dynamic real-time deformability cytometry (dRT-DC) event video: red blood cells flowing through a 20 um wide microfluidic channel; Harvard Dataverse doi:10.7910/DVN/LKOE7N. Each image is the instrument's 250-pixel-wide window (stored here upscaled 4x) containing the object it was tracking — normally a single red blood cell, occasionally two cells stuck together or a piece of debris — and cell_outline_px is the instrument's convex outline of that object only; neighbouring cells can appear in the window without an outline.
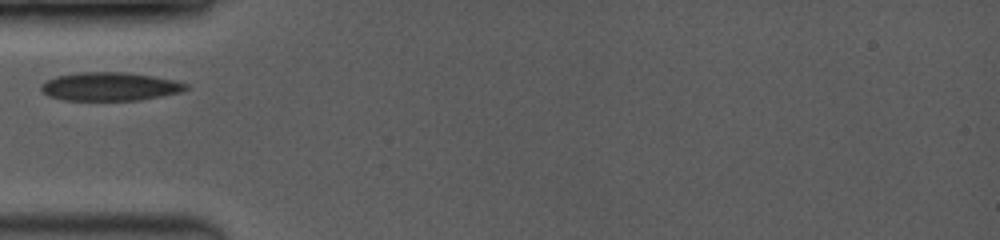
{"species": "common noctule bat (a hibernating species)", "species_latin": "Nyctalus noctula", "temperature_condition": "room temperature", "stored_images_in_passage": 7, "camera_frame_rate_fps": 3500, "um_per_image_px": 0.085, "animal": {"sex": "female", "body_mass_g": 19.0, "forearm_length_mm": 53.3}, "frame": {"image": 1, "passage_image": 1, "time_ms": 0.0, "image_size_px": [1000, 240], "cell_outline_px": [[188, 88], [180, 92], [140, 100], [64, 100], [48, 96], [40, 88], [40, 84], [56, 76], [76, 72], [124, 72], [152, 76], [172, 80], [188, 84]], "centroid_in_image_um": [9.3, 7.35], "position_along_channel_um": 75.7, "area_um2": 23.87}}
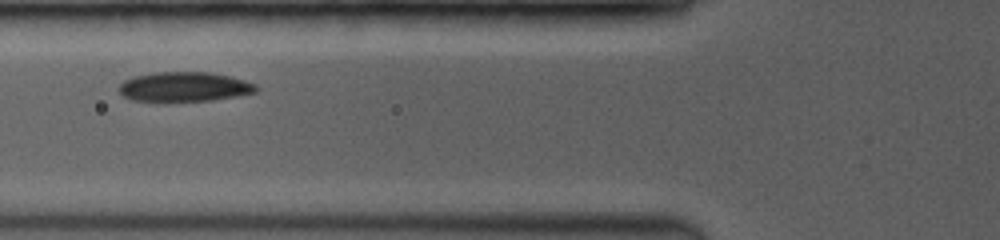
{"frame": {"image": 2, "passage_image": 6, "time_ms": 0.857, "image_size_px": [1000, 240], "cell_outline_px": [[260, 88], [256, 92], [236, 96], [212, 100], [164, 104], [132, 100], [124, 96], [120, 92], [120, 84], [124, 80], [136, 76], [152, 72], [212, 72], [244, 80], [256, 84]], "centroid_in_image_um": [15.65, 7.41], "position_along_channel_um": 110.2, "area_um2": 24.45}}